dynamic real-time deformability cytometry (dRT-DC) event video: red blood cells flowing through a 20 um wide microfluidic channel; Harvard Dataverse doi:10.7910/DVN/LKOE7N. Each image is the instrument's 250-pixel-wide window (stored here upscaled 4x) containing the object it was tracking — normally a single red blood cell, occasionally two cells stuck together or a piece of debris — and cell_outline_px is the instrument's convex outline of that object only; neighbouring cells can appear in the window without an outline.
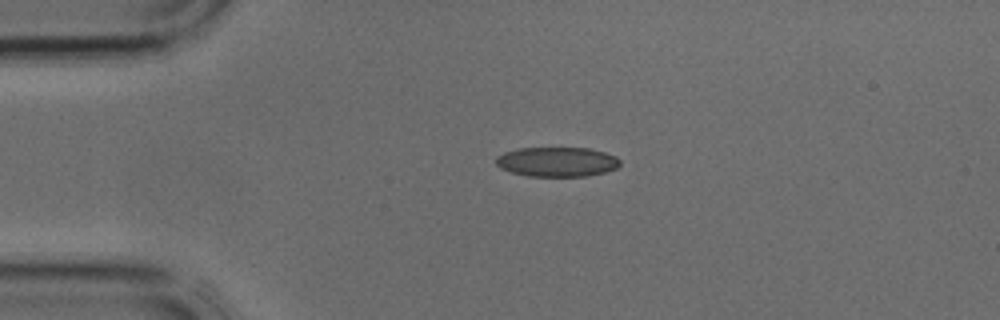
{"species": "common noctule bat (a hibernating species)", "species_latin": "Nyctalus noctula", "temperature_condition": "cold", "stored_images_in_passage": 32, "camera_frame_rate_fps": 3000, "um_per_image_px": 0.085, "animal": {"sex": "male", "body_mass_g": 17.9, "forearm_length_mm": 54.2}, "frame": {"image": 1, "passage_image": 1, "time_ms": 0.0, "image_size_px": [1000, 320], "cell_outline_px": [[620, 164], [616, 168], [604, 172], [588, 176], [528, 176], [512, 172], [500, 168], [496, 164], [496, 156], [504, 152], [520, 148], [588, 148], [604, 152], [616, 156], [620, 160]], "centroid_in_image_um": [47.34, 13.75], "position_along_channel_um": 37.7, "area_um2": 21.39}}
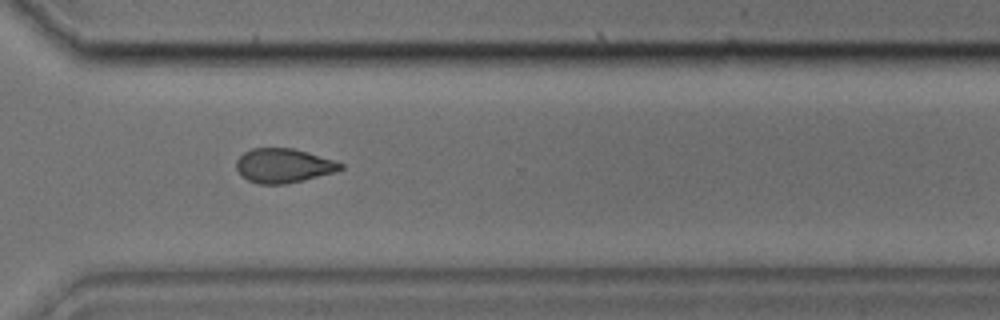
{"frame": {"image": 2, "passage_image": 21, "time_ms": 6.667, "image_size_px": [1000, 320], "cell_outline_px": [[344, 168], [332, 172], [304, 180], [284, 184], [260, 184], [248, 180], [240, 176], [236, 168], [236, 160], [244, 152], [252, 148], [292, 148], [308, 152], [344, 164]], "centroid_in_image_um": [24.05, 14.08], "position_along_channel_um": 346.6, "area_um2": 20.69}}
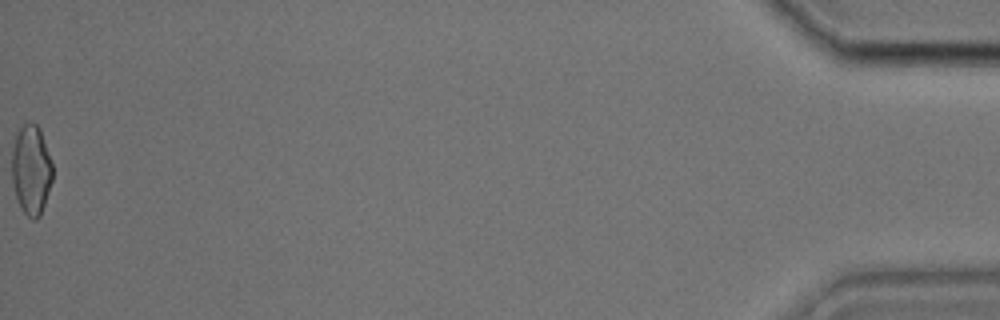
{"frame": {"image": 3, "passage_image": 32, "time_ms": 10.333, "image_size_px": [1000, 320], "cell_outline_px": [[52, 180], [40, 216], [36, 220], [32, 220], [20, 208], [16, 200], [12, 184], [12, 148], [16, 136], [20, 128], [24, 124], [36, 124], [40, 128], [52, 164]], "centroid_in_image_um": [2.63, 14.48], "position_along_channel_um": 432.6, "area_um2": 21.21}}